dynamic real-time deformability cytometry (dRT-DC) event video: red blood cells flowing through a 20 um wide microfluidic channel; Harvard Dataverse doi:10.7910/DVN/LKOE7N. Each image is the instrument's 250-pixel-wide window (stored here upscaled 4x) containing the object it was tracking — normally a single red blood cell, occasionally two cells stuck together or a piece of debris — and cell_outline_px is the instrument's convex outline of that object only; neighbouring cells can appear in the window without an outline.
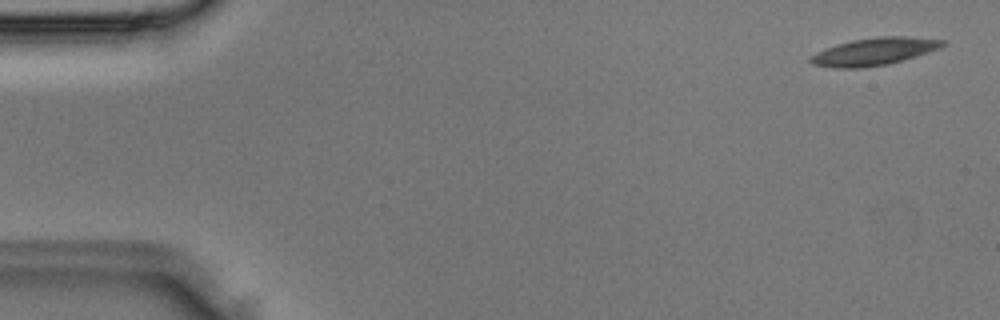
{"species": "Egyptian fruit bat (a non-hibernating species)", "species_latin": "Rousettus aegyptiacus", "temperature_condition": "room temperature", "stored_images_in_passage": 3, "camera_frame_rate_fps": 3000, "um_per_image_px": 0.085, "animal": {"sex": "male"}, "frame": {"image": 1, "passage_image": 3, "time_ms": 0.667, "image_size_px": [1000, 320], "cell_outline_px": [[944, 44], [940, 48], [916, 56], [888, 64], [864, 68], [832, 68], [812, 64], [808, 60], [808, 56], [816, 52], [852, 40], [880, 36], [908, 36], [944, 40]], "centroid_in_image_um": [74.27, 4.39], "position_along_channel_um": 10.7, "area_um2": 21.04}}